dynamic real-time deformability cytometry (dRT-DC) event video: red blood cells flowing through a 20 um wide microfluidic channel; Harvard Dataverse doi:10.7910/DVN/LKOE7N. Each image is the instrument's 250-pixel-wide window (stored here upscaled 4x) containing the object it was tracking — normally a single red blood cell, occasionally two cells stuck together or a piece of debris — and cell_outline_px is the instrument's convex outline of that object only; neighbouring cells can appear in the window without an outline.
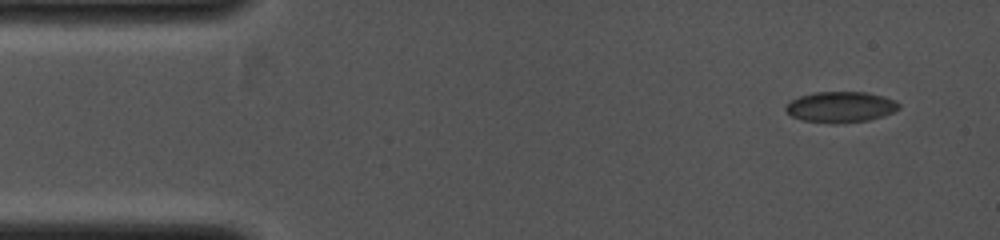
{"species": "common noctule bat (a hibernating species)", "species_latin": "Nyctalus noctula", "temperature_condition": "cold", "stored_images_in_passage": 7, "camera_frame_rate_fps": 4000, "um_per_image_px": 0.085, "animal": {"sex": "female", "body_mass_g": 19.0, "forearm_length_mm": 53.3}, "frame": {"image": 1, "passage_image": 1, "time_ms": 0.0, "image_size_px": [1000, 240], "cell_outline_px": [[900, 108], [884, 116], [868, 120], [836, 124], [832, 124], [804, 120], [792, 116], [784, 108], [792, 100], [800, 96], [816, 92], [864, 92], [884, 96], [896, 100], [900, 104]], "centroid_in_image_um": [71.49, 9.1], "position_along_channel_um": 13.5, "area_um2": 20.29}}
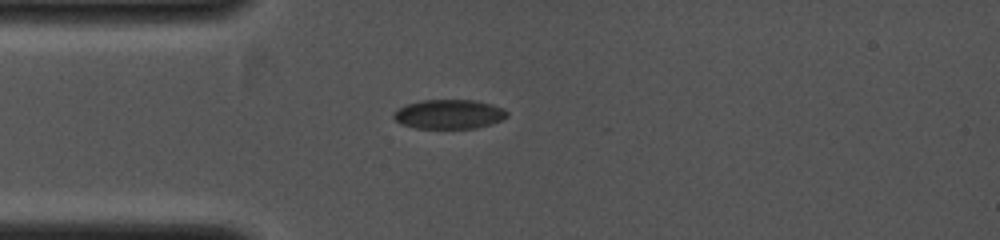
{"frame": {"image": 2, "passage_image": 6, "time_ms": 1.25, "image_size_px": [1000, 240], "cell_outline_px": [[508, 116], [500, 120], [476, 128], [416, 128], [400, 124], [392, 116], [404, 104], [420, 100], [476, 100], [492, 104], [504, 108], [508, 112]], "centroid_in_image_um": [38.16, 9.69], "position_along_channel_um": 46.8, "area_um2": 19.36}}